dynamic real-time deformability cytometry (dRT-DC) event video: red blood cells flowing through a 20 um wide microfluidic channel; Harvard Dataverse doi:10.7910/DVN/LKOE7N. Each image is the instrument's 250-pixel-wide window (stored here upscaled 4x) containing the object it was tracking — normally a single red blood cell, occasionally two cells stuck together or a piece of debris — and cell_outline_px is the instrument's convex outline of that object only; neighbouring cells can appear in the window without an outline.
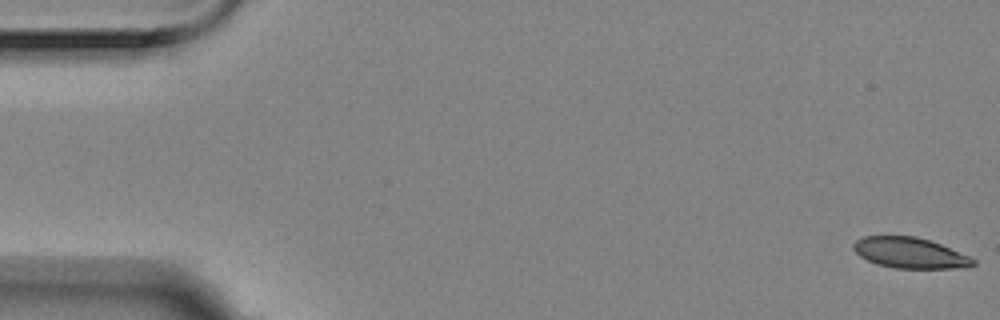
{"species": "Egyptian fruit bat (a non-hibernating species)", "species_latin": "Rousettus aegyptiacus", "temperature_condition": "room temperature", "stored_images_in_passage": 5, "camera_frame_rate_fps": 3000, "um_per_image_px": 0.085, "animal": {"sex": "female"}, "frame": {"image": 1, "passage_image": 1, "time_ms": 0.0, "image_size_px": [1000, 320], "cell_outline_px": [[976, 264], [968, 268], [896, 268], [880, 264], [868, 260], [860, 256], [852, 248], [852, 244], [856, 240], [864, 236], [916, 236], [940, 244], [972, 256], [976, 260]], "centroid_in_image_um": [77.4, 21.49], "position_along_channel_um": 7.6, "area_um2": 21.44}}
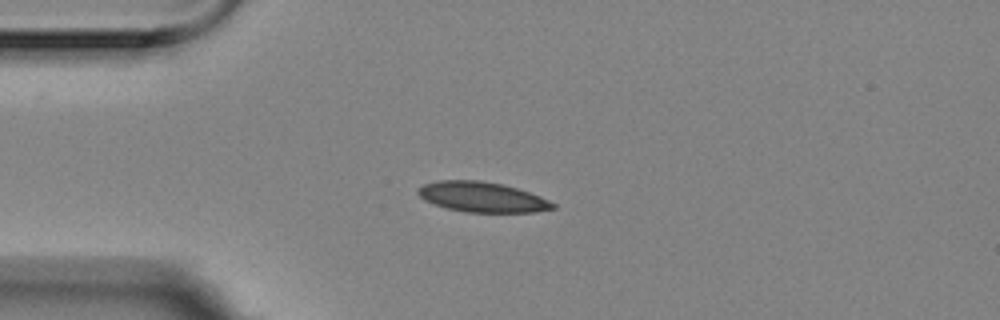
{"frame": {"image": 2, "passage_image": 5, "time_ms": 1.333, "image_size_px": [1000, 320], "cell_outline_px": [[556, 208], [536, 212], [468, 212], [448, 208], [424, 200], [416, 192], [416, 188], [424, 184], [440, 180], [480, 180], [504, 184], [540, 196], [556, 204]], "centroid_in_image_um": [40.98, 16.74], "position_along_channel_um": 44.0, "area_um2": 23.64}}